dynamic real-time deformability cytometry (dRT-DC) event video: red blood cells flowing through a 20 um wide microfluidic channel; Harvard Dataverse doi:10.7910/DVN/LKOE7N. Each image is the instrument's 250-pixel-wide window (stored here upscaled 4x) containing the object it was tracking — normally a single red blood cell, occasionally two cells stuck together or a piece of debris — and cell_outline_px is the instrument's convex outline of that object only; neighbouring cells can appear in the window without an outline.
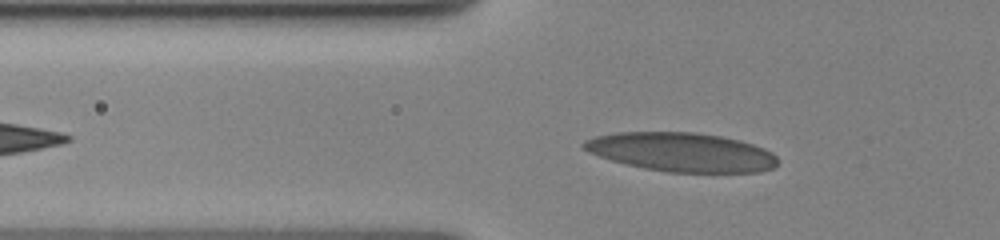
{"species": "human", "species_latin": "Homo sapiens", "temperature_condition": "cold", "stored_images_in_passage": 29, "camera_frame_rate_fps": 3000, "um_per_image_px": 0.085, "donor": {"sex": "female"}, "frame": {"image": 1, "passage_image": 7, "time_ms": 2.333, "image_size_px": [1000, 240], "cell_outline_px": [[780, 160], [772, 168], [760, 172], [668, 172], [644, 168], [624, 164], [588, 152], [580, 148], [580, 144], [584, 140], [596, 136], [616, 132], [696, 132], [720, 136], [740, 140], [764, 148], [772, 152]], "centroid_in_image_um": [57.91, 12.92], "position_along_channel_um": 67.9, "area_um2": 44.22}}
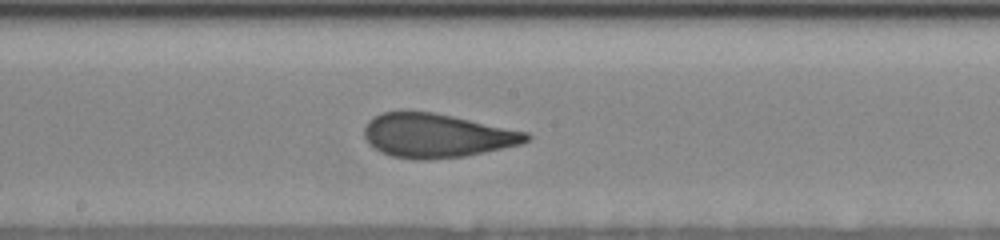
{"frame": {"image": 2, "passage_image": 18, "time_ms": 6.667, "image_size_px": [1000, 240], "cell_outline_px": [[532, 136], [528, 140], [520, 144], [484, 152], [464, 156], [428, 160], [416, 160], [392, 156], [380, 152], [368, 144], [364, 136], [364, 128], [368, 120], [372, 116], [380, 112], [432, 112], [452, 116], [528, 132]], "centroid_in_image_um": [37.07, 11.53], "position_along_channel_um": 211.1, "area_um2": 41.44}}
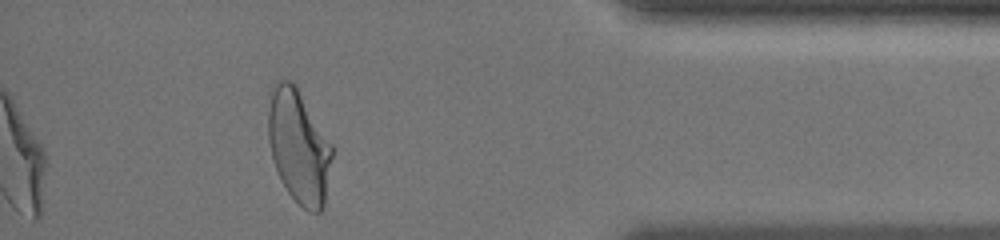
{"frame": {"image": 3, "passage_image": 29, "time_ms": 13.0, "image_size_px": [1000, 240], "cell_outline_px": [[332, 156], [324, 208], [320, 212], [308, 212], [288, 192], [280, 180], [272, 160], [268, 140], [268, 88], [272, 84], [280, 80], [292, 80], [296, 84], [332, 144]], "centroid_in_image_um": [25.36, 12.4], "position_along_channel_um": 409.8, "area_um2": 42.89}, "authors_computed_cell_mechanics": {"area_um2": 41.9628, "velocity_mm_per_s": 3.5297, "shape_relaxation_time_tau1_ms": 6.6116, "shape_relaxation_time_tau2_ms": 0.9752, "deformation_change_tau1": 0.1939, "deformation_change_tau2": 0.0827}}